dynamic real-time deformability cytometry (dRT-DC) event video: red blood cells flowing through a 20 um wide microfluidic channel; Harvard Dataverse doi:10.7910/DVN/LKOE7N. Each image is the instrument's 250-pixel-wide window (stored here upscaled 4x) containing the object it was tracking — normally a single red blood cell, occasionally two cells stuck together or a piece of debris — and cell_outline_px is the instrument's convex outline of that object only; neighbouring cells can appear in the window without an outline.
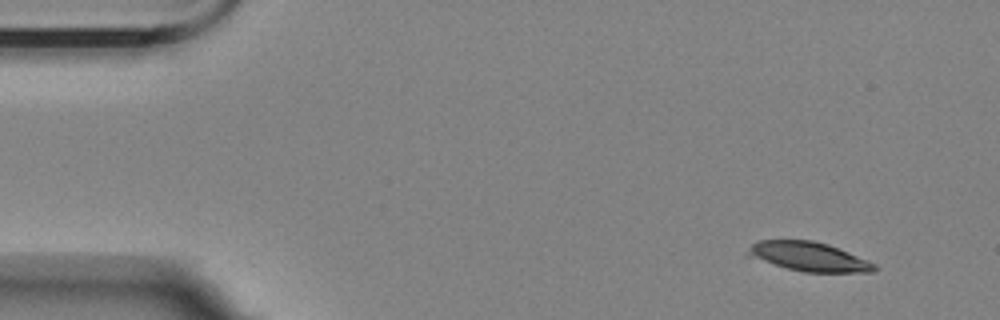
{"species": "Egyptian fruit bat (a non-hibernating species)", "species_latin": "Rousettus aegyptiacus", "temperature_condition": "room temperature", "stored_images_in_passage": 2, "camera_frame_rate_fps": 3000, "um_per_image_px": 0.085, "animal": {"sex": "female"}, "frame": {"image": 1, "passage_image": 2, "time_ms": 2.0, "image_size_px": [1000, 320], "cell_outline_px": [[880, 268], [872, 272], [804, 272], [788, 268], [744, 256], [752, 244], [756, 240], [812, 240], [828, 244], [868, 260], [876, 264]], "centroid_in_image_um": [68.74, 21.81], "position_along_channel_um": 16.3, "area_um2": 21.56}}